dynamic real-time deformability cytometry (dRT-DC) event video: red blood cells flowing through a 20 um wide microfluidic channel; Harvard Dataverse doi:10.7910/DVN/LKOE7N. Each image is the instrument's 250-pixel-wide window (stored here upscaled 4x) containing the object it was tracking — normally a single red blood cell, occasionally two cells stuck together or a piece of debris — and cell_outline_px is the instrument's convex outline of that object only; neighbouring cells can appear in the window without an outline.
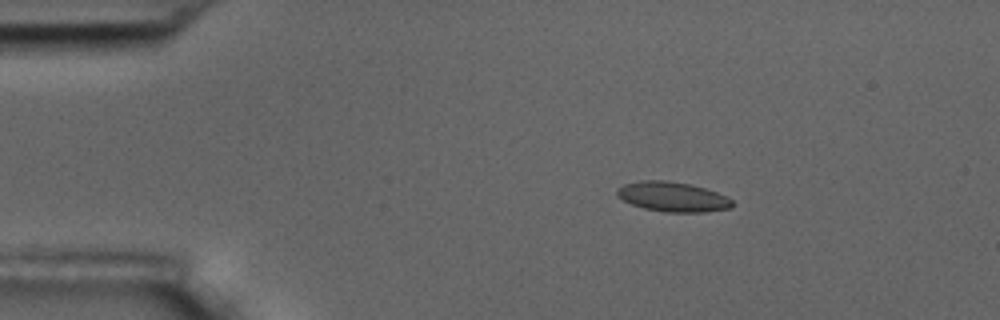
{"species": "common noctule bat (a hibernating species)", "species_latin": "Nyctalus noctula", "temperature_condition": "room temperature", "stored_images_in_passage": 3, "camera_frame_rate_fps": 3000, "um_per_image_px": 0.085, "animal": {"sex": "male", "body_mass_g": 17.5, "forearm_length_mm": 52.3}, "frame": {"image": 1, "passage_image": 1, "time_ms": 0.0, "image_size_px": [1000, 320], "cell_outline_px": [[732, 204], [728, 208], [704, 212], [664, 212], [644, 208], [632, 204], [616, 196], [616, 188], [624, 184], [640, 180], [664, 180], [688, 184], [704, 188], [716, 192], [732, 200]], "centroid_in_image_um": [57.1, 16.72], "position_along_channel_um": 27.9, "area_um2": 19.77}}